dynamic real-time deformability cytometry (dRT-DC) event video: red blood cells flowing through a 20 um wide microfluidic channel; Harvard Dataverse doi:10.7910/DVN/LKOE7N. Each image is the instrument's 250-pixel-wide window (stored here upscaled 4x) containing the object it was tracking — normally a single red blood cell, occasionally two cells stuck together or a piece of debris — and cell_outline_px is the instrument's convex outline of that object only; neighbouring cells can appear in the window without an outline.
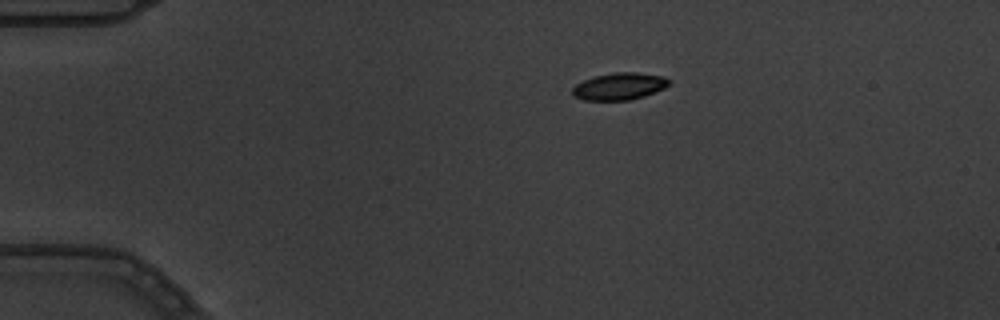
{"species": "common noctule bat (a hibernating species)", "species_latin": "Nyctalus noctula", "temperature_condition": "warm", "stored_images_in_passage": 4, "camera_frame_rate_fps": 3000, "um_per_image_px": 0.085, "animal": {"sex": "male", "body_mass_g": 19.5, "forearm_length_mm": 54.6}, "frame": {"image": 1, "passage_image": 1, "time_ms": 0.0, "image_size_px": [1000, 320], "cell_outline_px": [[672, 84], [664, 88], [644, 96], [628, 100], [584, 100], [572, 96], [572, 88], [576, 84], [584, 80], [596, 76], [612, 72], [636, 72], [664, 76], [672, 80]], "centroid_in_image_um": [52.67, 7.33], "position_along_channel_um": 32.3, "area_um2": 15.37}}